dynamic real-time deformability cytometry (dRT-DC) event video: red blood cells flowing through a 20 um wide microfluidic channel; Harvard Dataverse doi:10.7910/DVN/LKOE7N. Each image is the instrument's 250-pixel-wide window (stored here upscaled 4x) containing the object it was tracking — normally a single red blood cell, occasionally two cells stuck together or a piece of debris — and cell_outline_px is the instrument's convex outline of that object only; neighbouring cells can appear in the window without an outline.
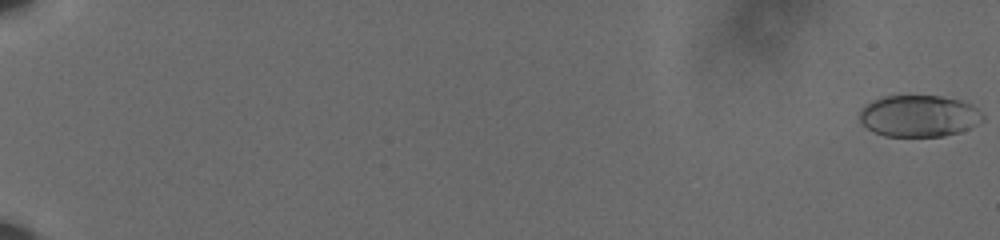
{"species": "human", "species_latin": "Homo sapiens", "temperature_condition": "cold", "stored_images_in_passage": 61, "camera_frame_rate_fps": 3000, "um_per_image_px": 0.085, "donor": {"sex": "male"}, "frame": {"image": 1, "passage_image": 1, "time_ms": 0.0, "image_size_px": [1000, 240], "cell_outline_px": [[984, 120], [960, 132], [944, 136], [884, 136], [868, 128], [860, 120], [860, 108], [864, 104], [872, 100], [884, 96], [944, 96], [960, 100], [972, 104], [984, 116]], "centroid_in_image_um": [78.11, 9.85], "position_along_channel_um": 6.9, "area_um2": 29.94}}
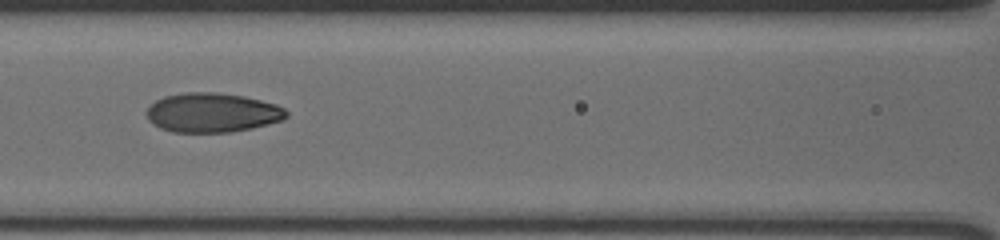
{"frame": {"image": 2, "passage_image": 32, "time_ms": 10.333, "image_size_px": [1000, 240], "cell_outline_px": [[288, 116], [284, 120], [252, 128], [228, 132], [172, 132], [160, 128], [152, 124], [148, 120], [148, 108], [156, 100], [164, 96], [184, 92], [216, 92], [244, 96], [276, 104], [284, 108], [288, 112]], "centroid_in_image_um": [18.06, 9.57], "position_along_channel_um": 148.5, "area_um2": 32.14}}
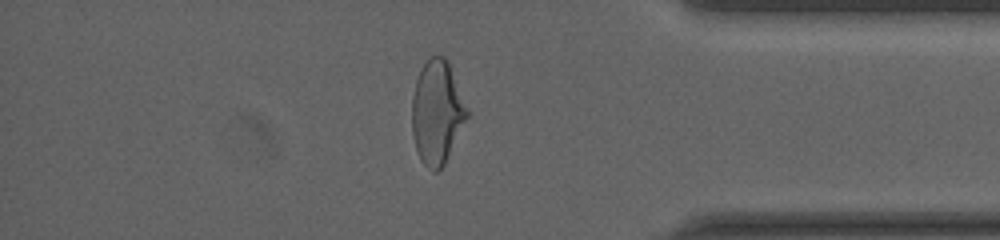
{"frame": {"image": 3, "passage_image": 54, "time_ms": 17.667, "image_size_px": [1000, 240], "cell_outline_px": [[468, 116], [444, 164], [436, 172], [432, 172], [420, 160], [416, 148], [412, 132], [412, 96], [416, 80], [420, 68], [432, 56], [444, 56], [448, 60], [468, 108]], "centroid_in_image_um": [37.14, 9.53], "position_along_channel_um": 398.1, "area_um2": 33.12}, "authors_computed_cell_mechanics": {"area_um2": 31.501, "velocity_mm_per_s": 3.6159, "shape_relaxation_time_tau1_ms": 6.0271, "shape_relaxation_time_tau2_ms": 1.2662, "deformation_change_tau1": 0.1947, "deformation_change_tau2": 0.0662}}